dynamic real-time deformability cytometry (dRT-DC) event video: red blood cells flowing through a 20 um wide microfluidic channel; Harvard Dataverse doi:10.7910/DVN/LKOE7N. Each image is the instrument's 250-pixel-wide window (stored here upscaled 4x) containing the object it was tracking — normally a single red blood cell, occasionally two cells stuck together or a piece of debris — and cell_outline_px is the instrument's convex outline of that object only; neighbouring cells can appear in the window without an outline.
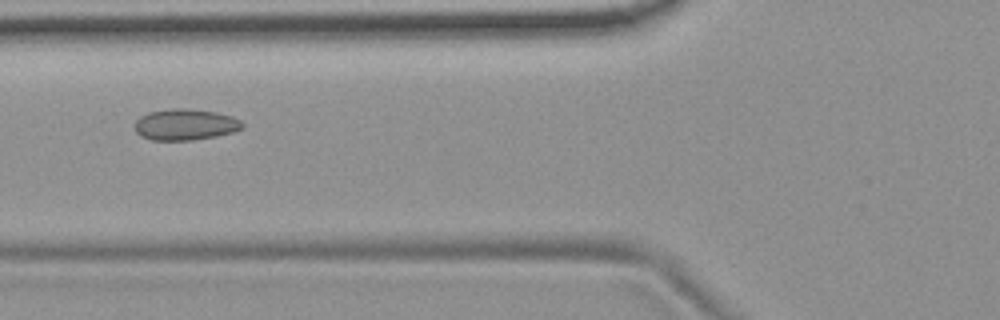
{"species": "common noctule bat (a hibernating species)", "species_latin": "Nyctalus noctula", "temperature_condition": "room temperature", "stored_images_in_passage": 9, "camera_frame_rate_fps": 3000, "um_per_image_px": 0.085, "animal": {"sex": "female", "body_mass_g": 19.9}, "frame": {"image": 1, "passage_image": 6, "time_ms": 1.667, "image_size_px": [1000, 320], "cell_outline_px": [[244, 128], [232, 132], [216, 136], [192, 140], [152, 140], [140, 136], [136, 132], [136, 120], [140, 116], [148, 112], [172, 108], [184, 108], [216, 112], [232, 116], [240, 120], [244, 124]], "centroid_in_image_um": [15.75, 10.58], "position_along_channel_um": 110.0, "area_um2": 19.59}}
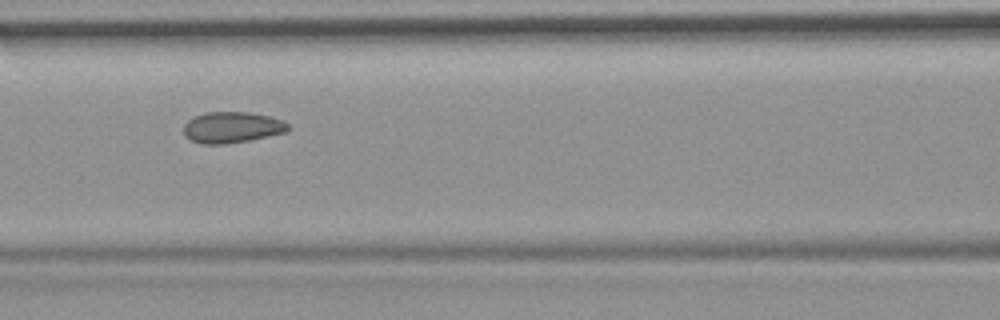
{"frame": {"image": 2, "passage_image": 7, "time_ms": 2.0, "image_size_px": [1000, 320], "cell_outline_px": [[288, 132], [248, 140], [224, 144], [200, 144], [192, 140], [184, 132], [184, 124], [188, 120], [196, 116], [208, 112], [248, 112], [268, 116], [280, 120], [288, 124]], "centroid_in_image_um": [19.72, 10.83], "position_along_channel_um": 146.9, "area_um2": 18.61}}